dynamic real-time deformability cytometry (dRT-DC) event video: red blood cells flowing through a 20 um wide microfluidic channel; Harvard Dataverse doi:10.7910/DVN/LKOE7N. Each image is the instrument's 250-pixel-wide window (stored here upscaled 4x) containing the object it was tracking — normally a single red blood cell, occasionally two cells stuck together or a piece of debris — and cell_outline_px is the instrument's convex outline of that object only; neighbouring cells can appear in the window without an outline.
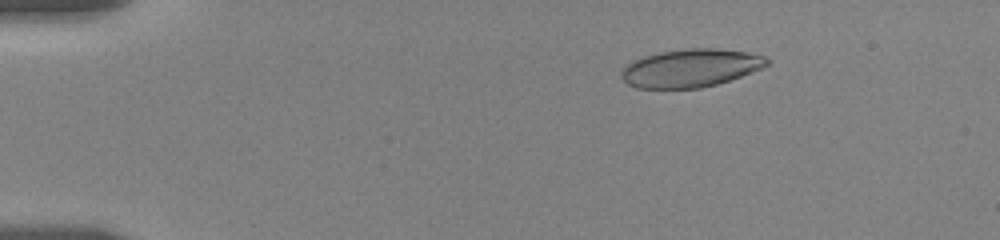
{"species": "human", "species_latin": "Homo sapiens", "temperature_condition": "room temperature", "stored_images_in_passage": 37, "camera_frame_rate_fps": 3000, "um_per_image_px": 0.085, "donor": {"sex": "female"}, "frame": {"image": 1, "passage_image": 1, "time_ms": 0.0, "image_size_px": [1000, 240], "cell_outline_px": [[768, 64], [760, 68], [740, 76], [716, 84], [700, 88], [636, 88], [628, 84], [620, 76], [620, 72], [624, 64], [644, 56], [660, 52], [688, 48], [720, 48], [748, 52], [764, 56], [768, 60]], "centroid_in_image_um": [58.65, 5.78], "position_along_channel_um": 26.4, "area_um2": 32.19}}
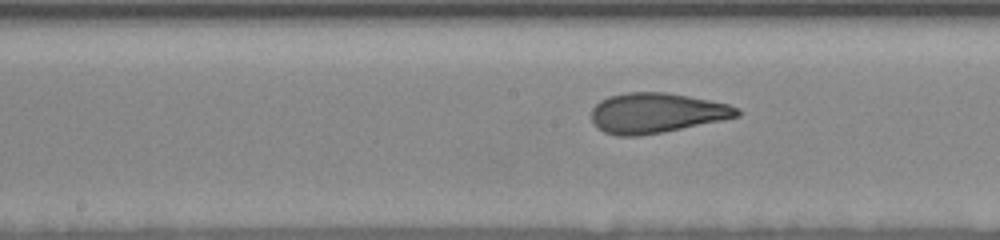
{"frame": {"image": 2, "passage_image": 18, "time_ms": 7.0, "image_size_px": [1000, 240], "cell_outline_px": [[740, 116], [664, 132], [640, 136], [616, 136], [604, 132], [596, 128], [592, 120], [592, 108], [600, 100], [608, 96], [628, 92], [664, 92], [688, 96], [728, 104], [740, 108]], "centroid_in_image_um": [55.77, 9.61], "position_along_channel_um": 192.4, "area_um2": 34.04}}
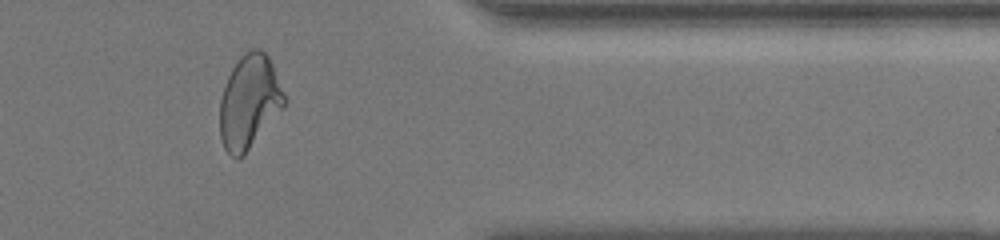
{"frame": {"image": 3, "passage_image": 31, "time_ms": 13.0, "image_size_px": [1000, 240], "cell_outline_px": [[284, 108], [244, 156], [236, 160], [224, 148], [220, 136], [220, 100], [224, 84], [232, 68], [240, 56], [248, 48], [260, 48], [268, 56], [272, 64], [284, 96]], "centroid_in_image_um": [21.17, 8.67], "position_along_channel_um": 390.2, "area_um2": 35.26}, "authors_computed_cell_mechanics": {"area_um2": 34.3332, "velocity_mm_per_s": 3.5149, "shape_relaxation_time_tau1_ms": 7.3913, "shape_relaxation_time_tau2_ms": 1.0725, "deformation_change_tau1": 0.2303, "deformation_change_tau2": 0.0846}}